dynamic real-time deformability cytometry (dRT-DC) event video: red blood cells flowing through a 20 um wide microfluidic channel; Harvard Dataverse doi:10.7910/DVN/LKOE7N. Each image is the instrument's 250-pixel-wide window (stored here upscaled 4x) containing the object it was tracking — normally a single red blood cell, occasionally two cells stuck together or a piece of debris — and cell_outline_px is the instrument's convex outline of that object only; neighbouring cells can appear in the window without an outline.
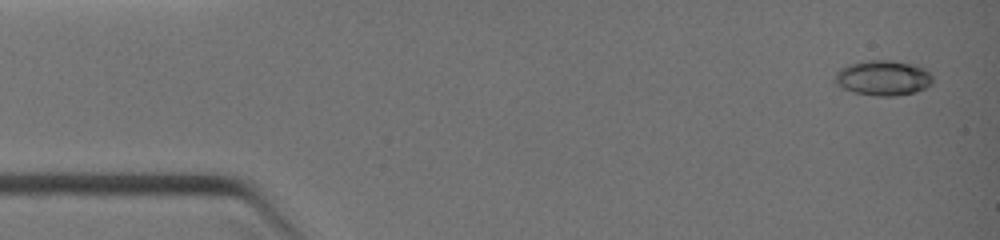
{"species": "common noctule bat (a hibernating species)", "species_latin": "Nyctalus noctula", "temperature_condition": "warm", "stored_images_in_passage": 10, "camera_frame_rate_fps": 3000, "um_per_image_px": 0.085, "animal": {"sex": "female", "body_mass_g": 19.0, "forearm_length_mm": 51.5}, "frame": {"image": 1, "passage_image": 1, "time_ms": 0.0, "image_size_px": [1000, 240], "cell_outline_px": [[932, 84], [916, 92], [896, 96], [876, 96], [852, 92], [836, 84], [836, 72], [840, 68], [848, 64], [860, 60], [896, 60], [912, 64], [924, 68], [932, 76]], "centroid_in_image_um": [75.06, 6.61], "position_along_channel_um": 9.9, "area_um2": 20.23}}
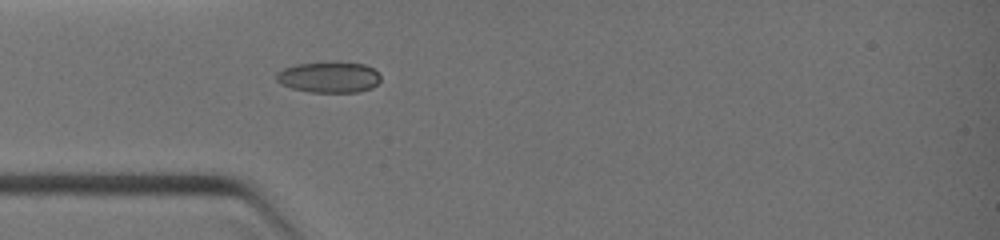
{"frame": {"image": 2, "passage_image": 7, "time_ms": 3.0, "image_size_px": [1000, 240], "cell_outline_px": [[380, 80], [372, 88], [360, 92], [308, 92], [292, 88], [280, 84], [276, 80], [276, 72], [284, 68], [296, 64], [332, 60], [340, 60], [364, 64], [372, 68], [380, 76]], "centroid_in_image_um": [27.95, 6.53], "position_along_channel_um": 57.1, "area_um2": 19.36}}
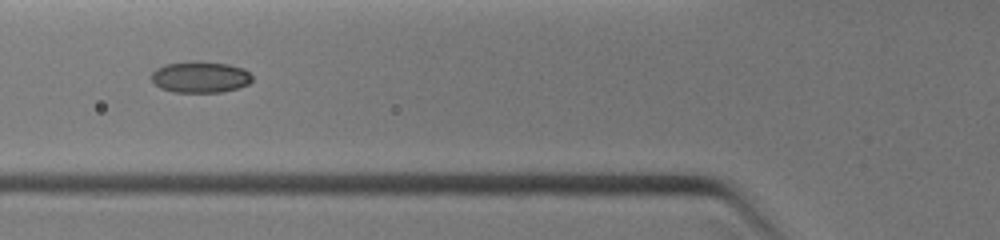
{"frame": {"image": 3, "passage_image": 9, "time_ms": 4.0, "image_size_px": [1000, 240], "cell_outline_px": [[252, 80], [248, 84], [236, 88], [220, 92], [172, 92], [160, 88], [152, 80], [152, 72], [156, 68], [164, 64], [192, 60], [200, 60], [228, 64], [244, 68], [252, 76]], "centroid_in_image_um": [17.0, 6.52], "position_along_channel_um": 108.8, "area_um2": 18.61}}